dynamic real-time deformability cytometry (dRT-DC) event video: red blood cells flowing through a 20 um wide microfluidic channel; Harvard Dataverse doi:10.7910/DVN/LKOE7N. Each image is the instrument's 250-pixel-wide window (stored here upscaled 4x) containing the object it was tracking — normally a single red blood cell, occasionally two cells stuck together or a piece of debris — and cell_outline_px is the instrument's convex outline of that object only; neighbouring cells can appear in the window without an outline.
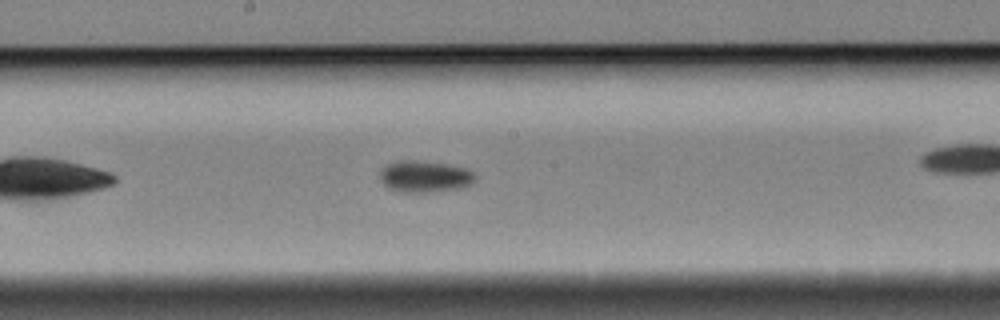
{"species": "Egyptian fruit bat (a non-hibernating species)", "species_latin": "Rousettus aegyptiacus", "temperature_condition": "cold", "stored_images_in_passage": 42, "camera_frame_rate_fps": 3000, "um_per_image_px": 0.085, "animal": {"sex": "female"}, "frame": {"image": 1, "passage_image": 18, "time_ms": 5.667, "image_size_px": [1000, 320], "cell_outline_px": [[476, 180], [472, 184], [464, 188], [428, 192], [400, 192], [388, 188], [380, 180], [380, 172], [388, 164], [396, 160], [416, 160], [448, 164], [468, 168], [476, 176]], "centroid_in_image_um": [36.14, 15.0], "position_along_channel_um": 212.1, "area_um2": 17.8}, "authors_computed_cell_mechanics": {"area_um2": 16.5886, "velocity_mm_per_s": 3.323, "shape_relaxation_time_tau1_ms": 5.2954, "shape_relaxation_time_tau2_ms": null, "deformation_change_tau1": 0.0686, "deformation_change_tau2": null}}